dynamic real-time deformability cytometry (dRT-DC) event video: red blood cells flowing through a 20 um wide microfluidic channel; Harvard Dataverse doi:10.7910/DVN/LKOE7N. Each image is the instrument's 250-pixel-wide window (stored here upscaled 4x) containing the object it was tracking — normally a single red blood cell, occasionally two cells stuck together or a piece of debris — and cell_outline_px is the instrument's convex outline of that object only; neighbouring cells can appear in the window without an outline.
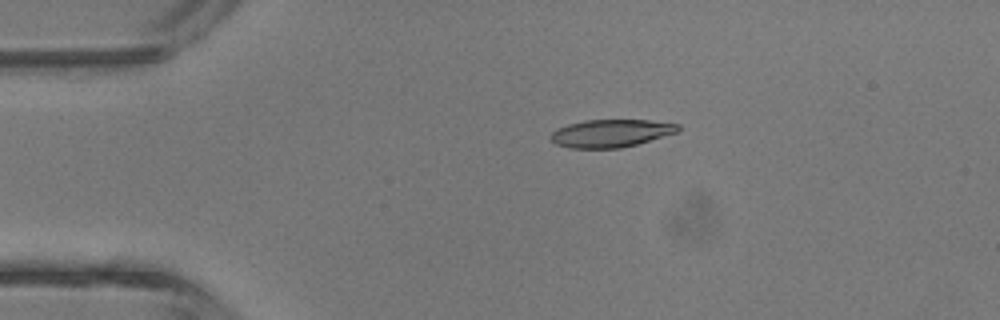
{"species": "common noctule bat (a hibernating species)", "species_latin": "Nyctalus noctula", "temperature_condition": "room temperature", "stored_images_in_passage": 2, "camera_frame_rate_fps": 3000, "um_per_image_px": 0.085, "animal": {"sex": "male", "body_mass_g": 13.3}, "frame": {"image": 1, "passage_image": 1, "time_ms": 0.0, "image_size_px": [1000, 320], "cell_outline_px": [[680, 128], [676, 132], [636, 144], [620, 148], [568, 148], [556, 144], [552, 140], [552, 132], [556, 128], [568, 124], [584, 120], [648, 120], [680, 124]], "centroid_in_image_um": [51.9, 11.32], "position_along_channel_um": 33.1, "area_um2": 20.4}}